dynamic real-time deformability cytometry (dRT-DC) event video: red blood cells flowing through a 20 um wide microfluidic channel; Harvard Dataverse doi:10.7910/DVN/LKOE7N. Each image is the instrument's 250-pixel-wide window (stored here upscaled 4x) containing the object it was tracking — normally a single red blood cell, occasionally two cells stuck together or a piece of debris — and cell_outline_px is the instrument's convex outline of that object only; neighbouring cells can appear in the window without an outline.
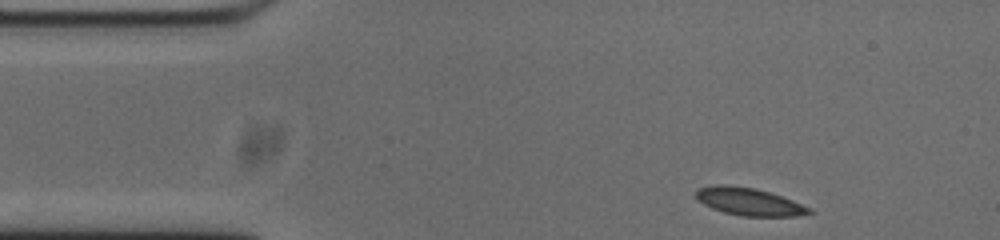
{"species": "common noctule bat (a hibernating species)", "species_latin": "Nyctalus noctula", "temperature_condition": "cold", "stored_images_in_passage": 48, "camera_frame_rate_fps": 3000, "um_per_image_px": 0.085, "animal": {"sex": "male", "body_mass_g": 20.0, "forearm_length_mm": 53.3}, "frame": {"image": 1, "passage_image": 1, "time_ms": 0.0, "image_size_px": [1000, 240], "cell_outline_px": [[816, 212], [796, 216], [744, 216], [724, 212], [712, 208], [696, 200], [696, 188], [716, 184], [724, 184], [756, 188], [792, 200], [812, 208]], "centroid_in_image_um": [63.66, 17.13], "position_along_channel_um": 21.3, "area_um2": 18.26}}
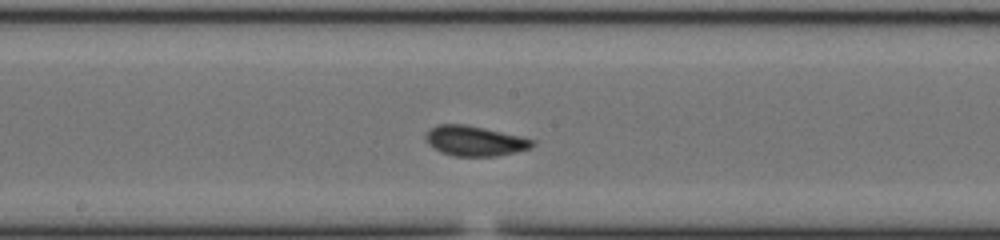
{"frame": {"image": 2, "passage_image": 21, "time_ms": 6.667, "image_size_px": [1000, 240], "cell_outline_px": [[536, 144], [532, 148], [516, 152], [496, 156], [452, 156], [440, 152], [428, 144], [424, 136], [436, 124], [464, 124], [484, 128], [520, 136], [536, 140]], "centroid_in_image_um": [40.38, 11.98], "position_along_channel_um": 207.8, "area_um2": 18.79}}
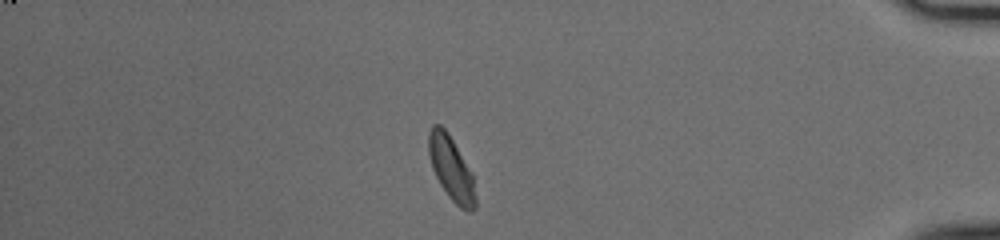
{"frame": {"image": 3, "passage_image": 40, "time_ms": 13.0, "image_size_px": [1000, 240], "cell_outline_px": [[476, 208], [468, 212], [460, 208], [448, 196], [440, 184], [432, 168], [428, 152], [428, 132], [432, 124], [440, 124], [448, 132], [472, 172], [476, 200]], "centroid_in_image_um": [38.35, 14.31], "position_along_channel_um": 396.9, "area_um2": 17.57}, "authors_computed_cell_mechanics": {"area_um2": 17.8024, "velocity_mm_per_s": 3.7141, "shape_relaxation_time_tau1_ms": 4.4703, "shape_relaxation_time_tau2_ms": 1.1347, "deformation_change_tau1": 0.1456, "deformation_change_tau2": 0.0563}}